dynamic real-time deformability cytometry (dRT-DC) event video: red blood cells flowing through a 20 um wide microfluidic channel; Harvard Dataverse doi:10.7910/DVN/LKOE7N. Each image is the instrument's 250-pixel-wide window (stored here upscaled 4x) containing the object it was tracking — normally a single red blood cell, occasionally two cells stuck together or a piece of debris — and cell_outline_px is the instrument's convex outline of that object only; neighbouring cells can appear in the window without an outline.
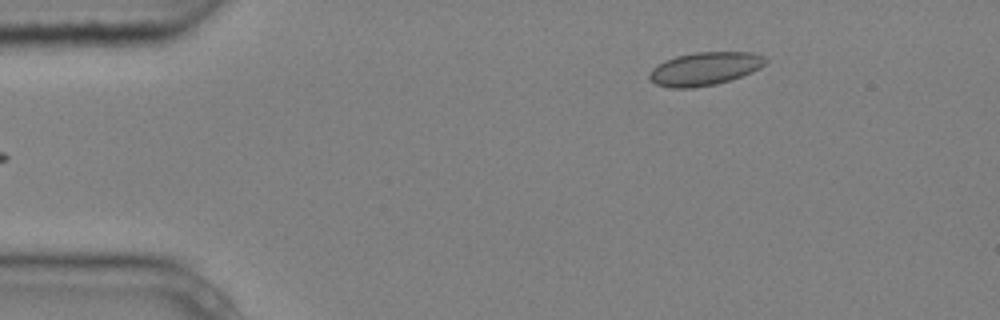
{"species": "common noctule bat (a hibernating species)", "species_latin": "Nyctalus noctula", "temperature_condition": "cold", "stored_images_in_passage": 3, "camera_frame_rate_fps": 3000, "um_per_image_px": 0.085, "animal": {"sex": "male", "body_mass_g": 20.4}, "frame": {"image": 1, "passage_image": 3, "time_ms": 0.667, "image_size_px": [1000, 320], "cell_outline_px": [[768, 60], [760, 68], [752, 72], [716, 84], [692, 88], [668, 88], [656, 84], [648, 76], [652, 68], [664, 60], [676, 56], [696, 52], [752, 52], [764, 56]], "centroid_in_image_um": [59.89, 5.84], "position_along_channel_um": 25.1, "area_um2": 22.43}}